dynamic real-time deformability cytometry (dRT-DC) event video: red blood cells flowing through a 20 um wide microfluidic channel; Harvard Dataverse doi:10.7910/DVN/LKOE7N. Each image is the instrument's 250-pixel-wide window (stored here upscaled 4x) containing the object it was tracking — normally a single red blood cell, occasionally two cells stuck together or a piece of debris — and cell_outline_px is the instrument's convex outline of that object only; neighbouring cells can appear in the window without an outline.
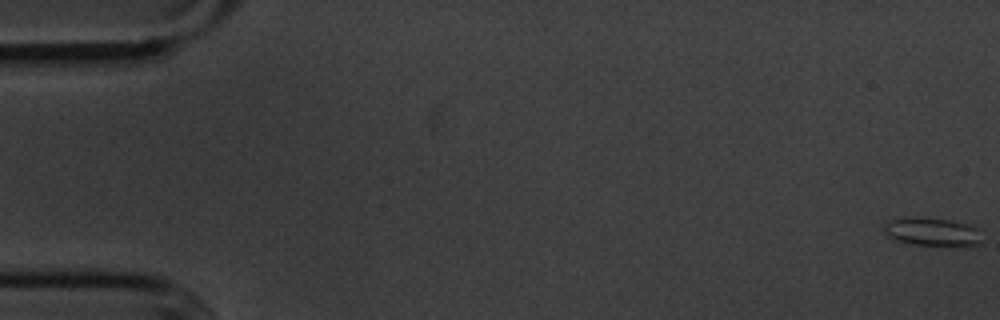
{"species": "common noctule bat (a hibernating species)", "species_latin": "Nyctalus noctula", "temperature_condition": "cold", "stored_images_in_passage": 57, "camera_frame_rate_fps": 3000, "um_per_image_px": 0.085, "animal": {"sex": "male", "body_mass_g": 20.1, "forearm_length_mm": 53.5}, "frame": {"image": 1, "passage_image": 1, "time_ms": 0.0, "image_size_px": [1000, 320], "cell_outline_px": [[980, 244], [968, 248], [964, 248], [912, 244], [888, 236], [884, 232], [884, 228], [888, 220], [948, 220], [968, 224], [976, 228]], "centroid_in_image_um": [79.34, 19.8], "position_along_channel_um": 5.7, "area_um2": 15.49}}
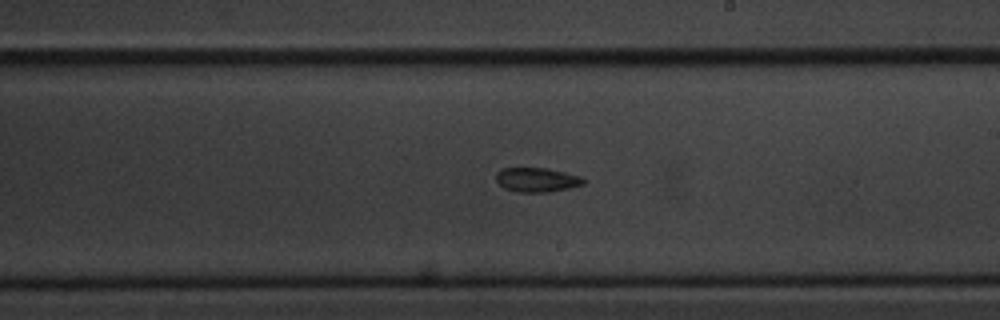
{"frame": {"image": 2, "passage_image": 33, "time_ms": 10.667, "image_size_px": [1000, 320], "cell_outline_px": [[584, 184], [568, 188], [548, 192], [516, 192], [504, 188], [496, 180], [496, 172], [500, 168], [548, 168], [580, 176], [584, 180]], "centroid_in_image_um": [45.6, 15.28], "position_along_channel_um": 243.4, "area_um2": 12.37}}
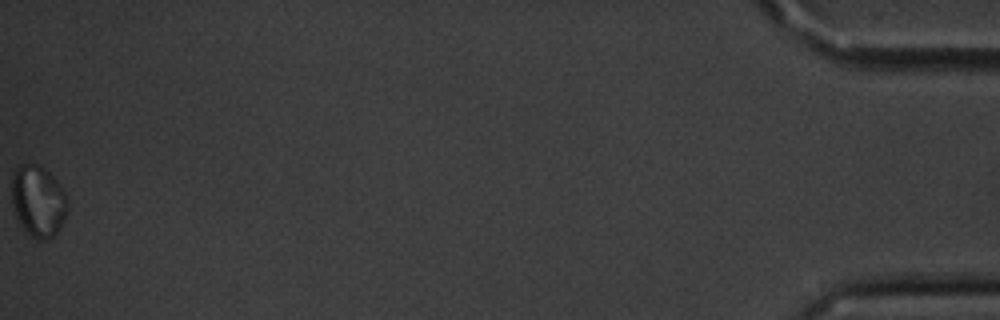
{"frame": {"image": 3, "passage_image": 57, "time_ms": 18.667, "image_size_px": [1000, 320], "cell_outline_px": [[68, 212], [60, 228], [48, 240], [40, 240], [32, 236], [24, 228], [16, 216], [12, 200], [12, 172], [24, 160], [36, 164], [44, 168], [56, 180], [64, 192], [68, 200]], "centroid_in_image_um": [3.25, 17.05], "position_along_channel_um": 432.0, "area_um2": 23.35}}